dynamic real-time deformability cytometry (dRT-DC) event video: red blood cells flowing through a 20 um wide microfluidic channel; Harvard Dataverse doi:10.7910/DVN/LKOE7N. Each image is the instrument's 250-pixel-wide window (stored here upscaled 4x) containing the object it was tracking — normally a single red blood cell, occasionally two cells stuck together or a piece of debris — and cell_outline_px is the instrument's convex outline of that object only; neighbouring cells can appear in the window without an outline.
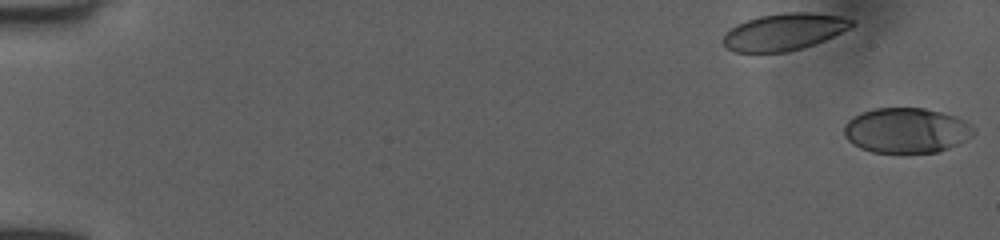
{"species": "human", "species_latin": "Homo sapiens", "temperature_condition": "room temperature", "stored_images_in_passage": 52, "camera_frame_rate_fps": 3000, "um_per_image_px": 0.085, "donor": {"sex": "female"}, "frame": {"image": 1, "passage_image": 1, "time_ms": 0.0, "image_size_px": [1000, 240], "cell_outline_px": [[976, 132], [972, 136], [948, 148], [936, 152], [872, 152], [860, 148], [852, 144], [844, 136], [844, 124], [848, 120], [860, 112], [876, 108], [924, 108], [956, 116], [972, 124], [976, 128]], "centroid_in_image_um": [77.04, 11.07], "position_along_channel_um": 8.0, "area_um2": 34.16}}
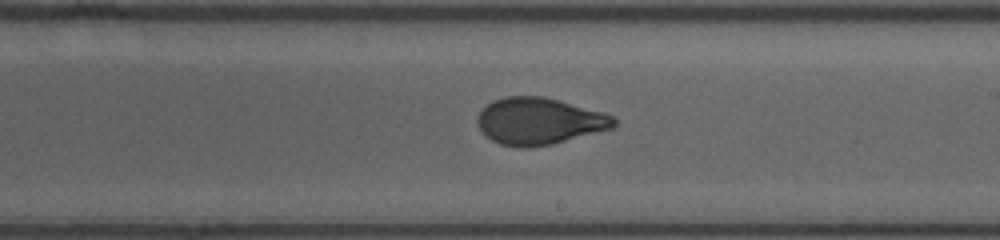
{"frame": {"image": 2, "passage_image": 32, "time_ms": 10.333, "image_size_px": [1000, 240], "cell_outline_px": [[616, 124], [612, 128], [552, 144], [528, 148], [516, 148], [500, 144], [492, 140], [480, 132], [476, 124], [476, 116], [492, 100], [504, 96], [544, 96], [560, 100], [604, 112], [612, 116], [616, 120]], "centroid_in_image_um": [45.78, 10.3], "position_along_channel_um": 243.2, "area_um2": 37.57}}
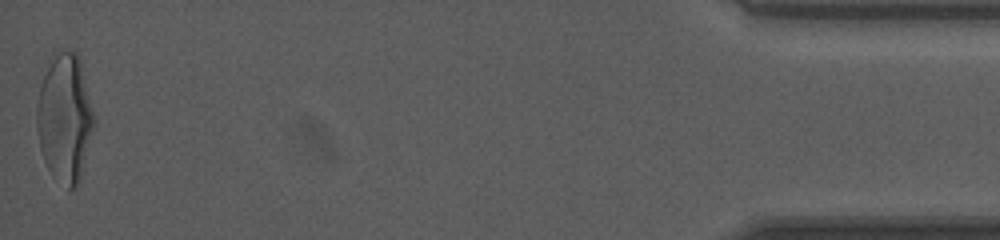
{"frame": {"image": 3, "passage_image": 52, "time_ms": 17.0, "image_size_px": [1000, 240], "cell_outline_px": [[92, 128], [80, 180], [72, 188], [68, 188], [48, 168], [44, 160], [40, 148], [36, 128], [36, 112], [40, 88], [52, 52], [76, 52], [80, 60], [92, 112]], "centroid_in_image_um": [5.46, 10.0], "position_along_channel_um": 429.7, "area_um2": 41.27}, "authors_computed_cell_mechanics": {"area_um2": 37.0209, "velocity_mm_per_s": 4.0636, "shape_relaxation_time_tau1_ms": 5.1035, "shape_relaxation_time_tau2_ms": 0.7403, "deformation_change_tau1": 0.2193, "deformation_change_tau2": 0.0661}}